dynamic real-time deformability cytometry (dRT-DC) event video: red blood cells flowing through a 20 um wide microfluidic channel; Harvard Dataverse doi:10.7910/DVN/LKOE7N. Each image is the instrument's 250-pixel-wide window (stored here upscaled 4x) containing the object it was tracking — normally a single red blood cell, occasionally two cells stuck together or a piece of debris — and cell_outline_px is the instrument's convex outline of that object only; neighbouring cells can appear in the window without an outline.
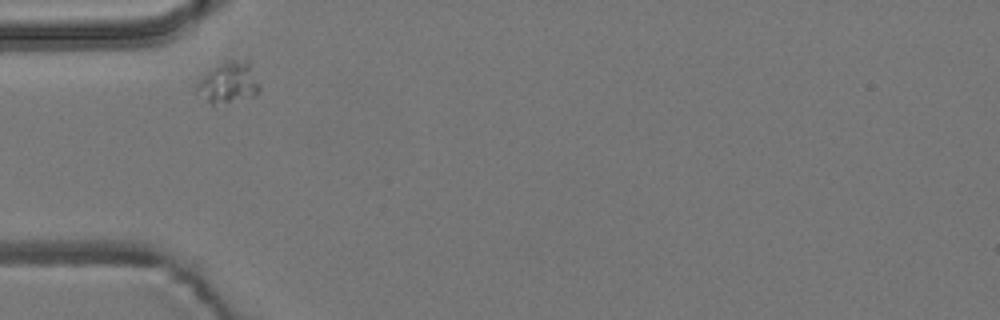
{"species": "common noctule bat (a hibernating species)", "species_latin": "Nyctalus noctula", "temperature_condition": "room temperature", "stored_images_in_passage": 4, "camera_frame_rate_fps": 3000, "um_per_image_px": 0.085, "animal": {"sex": "male", "body_mass_g": 19.2, "forearm_length_mm": 51.8}, "frame": {"image": 1, "passage_image": 1, "time_ms": 0.0, "image_size_px": [1000, 320], "cell_outline_px": [[260, 92], [256, 96], [212, 104], [192, 92], [196, 84], [208, 72], [228, 60], [248, 60], [260, 88]], "centroid_in_image_um": [19.4, 7.04], "position_along_channel_um": 65.6, "area_um2": 14.74}}
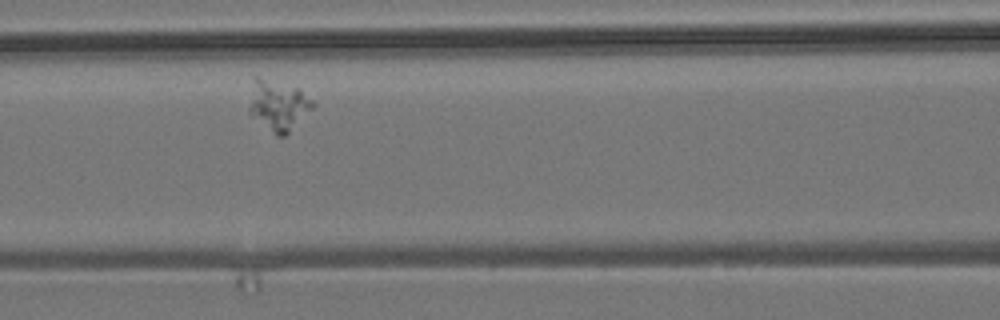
{"frame": {"image": 2, "passage_image": 3, "time_ms": 0.667, "image_size_px": [1000, 320], "cell_outline_px": [[316, 104], [284, 136], [276, 136], [252, 116], [248, 112], [248, 108], [252, 76], [256, 76], [300, 88]], "centroid_in_image_um": [23.6, 8.92], "position_along_channel_um": 143.0, "area_um2": 18.73}}
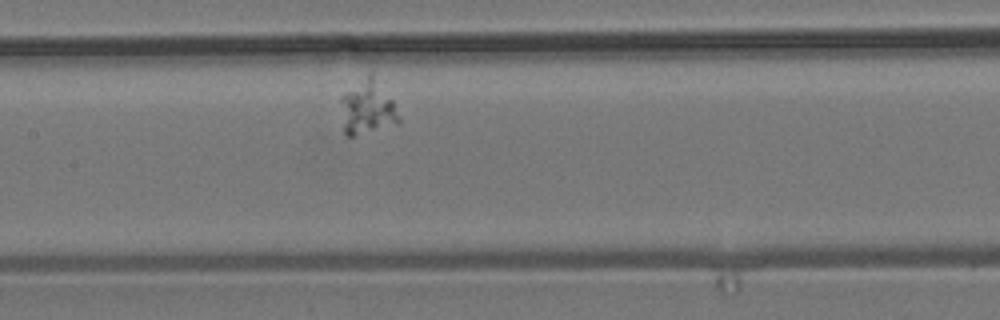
{"frame": {"image": 3, "passage_image": 4, "time_ms": 1.0, "image_size_px": [1000, 320], "cell_outline_px": [[400, 124], [352, 136], [344, 136], [340, 100], [340, 96], [344, 92], [368, 72], [372, 72], [392, 100], [400, 120]], "centroid_in_image_um": [31.2, 9.12], "position_along_channel_um": 176.2, "area_um2": 18.55}}